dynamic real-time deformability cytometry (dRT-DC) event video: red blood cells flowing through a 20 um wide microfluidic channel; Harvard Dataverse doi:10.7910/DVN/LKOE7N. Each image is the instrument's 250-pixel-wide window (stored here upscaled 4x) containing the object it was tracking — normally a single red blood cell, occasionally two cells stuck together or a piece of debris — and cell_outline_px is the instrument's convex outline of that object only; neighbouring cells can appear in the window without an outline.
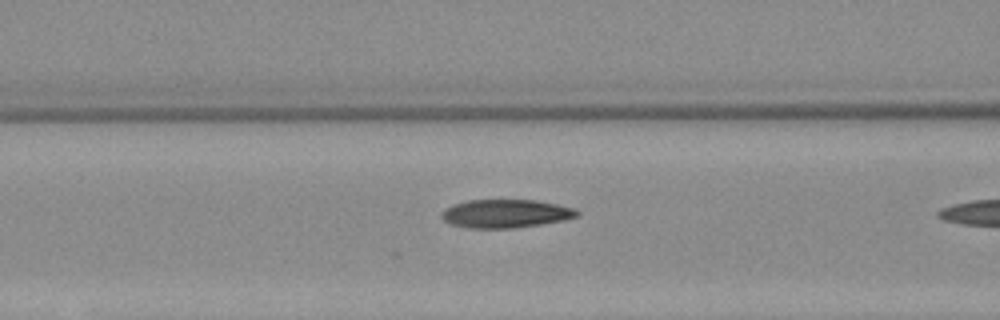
{"species": "Egyptian fruit bat (a non-hibernating species)", "species_latin": "Rousettus aegyptiacus", "temperature_condition": "warm", "stored_images_in_passage": 7, "segment_of_instrument_passage": [2, 2], "camera_frame_rate_fps": 3000, "um_per_image_px": 0.085, "animal": {"sex": "female"}, "frame": {"image": 1, "passage_image": 7, "time_ms": 8.333, "image_size_px": [1000, 320], "cell_outline_px": [[580, 216], [564, 220], [540, 224], [512, 228], [468, 228], [452, 224], [444, 220], [440, 216], [440, 212], [444, 208], [468, 200], [536, 200], [576, 208], [580, 212]], "centroid_in_image_um": [43.0, 18.15], "position_along_channel_um": 123.6, "area_um2": 22.43}}